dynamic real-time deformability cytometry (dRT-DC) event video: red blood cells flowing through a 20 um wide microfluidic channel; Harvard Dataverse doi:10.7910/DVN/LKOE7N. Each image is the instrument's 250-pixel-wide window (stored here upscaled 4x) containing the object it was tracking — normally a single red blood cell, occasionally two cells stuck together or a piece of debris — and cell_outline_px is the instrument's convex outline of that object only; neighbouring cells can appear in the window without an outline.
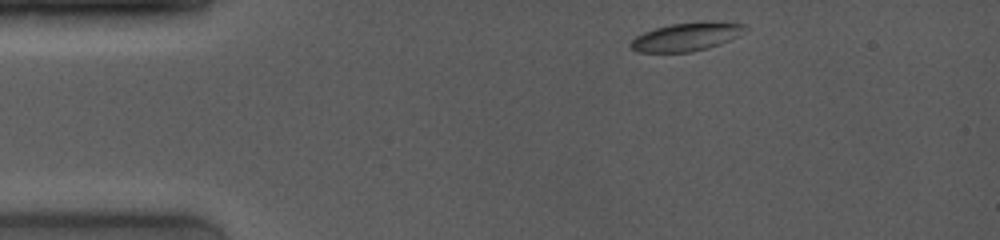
{"species": "common noctule bat (a hibernating species)", "species_latin": "Nyctalus noctula", "temperature_condition": "room temperature", "stored_images_in_passage": 43, "camera_frame_rate_fps": 4000, "um_per_image_px": 0.085, "animal": {"sex": "female", "body_mass_g": 19.0, "forearm_length_mm": 53.3}, "frame": {"image": 1, "passage_image": 1, "time_ms": 0.0, "image_size_px": [1000, 240], "cell_outline_px": [[748, 28], [740, 36], [720, 44], [708, 48], [692, 52], [636, 52], [628, 44], [636, 36], [644, 32], [668, 24], [700, 20], [712, 20], [744, 24]], "centroid_in_image_um": [58.4, 3.1], "position_along_channel_um": 26.6, "area_um2": 19.42}}
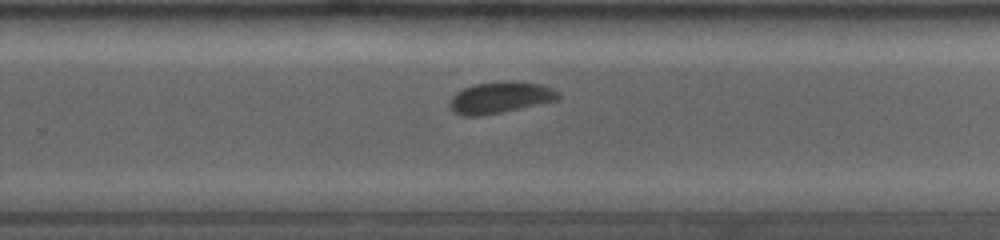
{"frame": {"image": 2, "passage_image": 32, "time_ms": 8.25, "image_size_px": [1000, 240], "cell_outline_px": [[560, 96], [556, 100], [500, 112], [480, 116], [464, 116], [452, 112], [448, 108], [448, 104], [452, 96], [456, 92], [464, 88], [476, 84], [508, 80], [512, 80], [540, 84], [552, 88], [560, 92]], "centroid_in_image_um": [42.47, 8.28], "position_along_channel_um": 287.3, "area_um2": 19.88}}
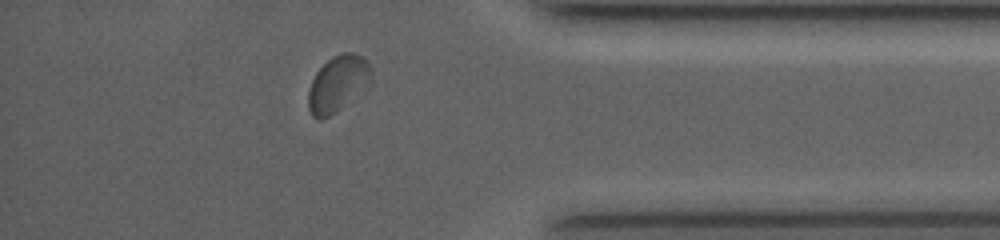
{"frame": {"image": 3, "passage_image": 39, "time_ms": 11.5, "image_size_px": [1000, 240], "cell_outline_px": [[372, 84], [368, 88], [336, 112], [320, 120], [312, 116], [308, 108], [308, 92], [312, 80], [316, 72], [332, 56], [344, 52], [352, 52], [364, 56], [372, 68]], "centroid_in_image_um": [28.77, 7.11], "position_along_channel_um": 406.4, "area_um2": 21.04}, "authors_computed_cell_mechanics": {"area_um2": 19.5942, "velocity_mm_per_s": 3.9545, "shape_relaxation_time_tau1_ms": 2.1899, "shape_relaxation_time_tau2_ms": 1.592, "deformation_change_tau1": 0.0964, "deformation_change_tau2": 0.0455}}